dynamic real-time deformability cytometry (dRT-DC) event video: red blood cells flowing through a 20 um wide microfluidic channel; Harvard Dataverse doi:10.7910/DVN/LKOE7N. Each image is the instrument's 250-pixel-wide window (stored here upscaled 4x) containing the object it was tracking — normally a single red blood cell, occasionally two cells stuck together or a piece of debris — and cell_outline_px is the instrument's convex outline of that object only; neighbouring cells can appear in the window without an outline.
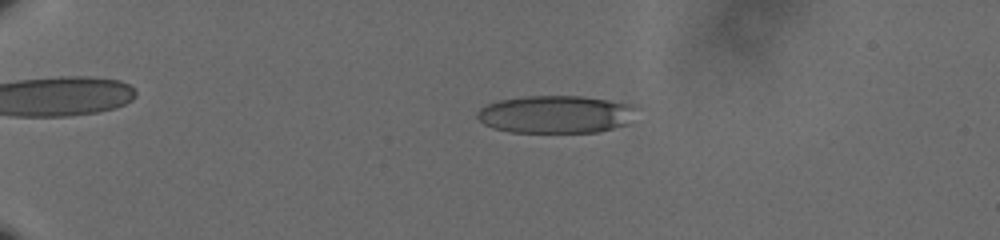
{"species": "human", "species_latin": "Homo sapiens", "temperature_condition": "cold", "stored_images_in_passage": 60, "camera_frame_rate_fps": 3000, "um_per_image_px": 0.085, "donor": {"sex": "male"}, "frame": {"image": 1, "passage_image": 16, "time_ms": 5.0, "image_size_px": [1000, 240], "cell_outline_px": [[640, 108], [628, 124], [596, 132], [508, 132], [492, 128], [484, 124], [476, 116], [476, 112], [480, 108], [488, 104], [500, 100], [524, 96], [584, 96], [636, 104]], "centroid_in_image_um": [47.29, 9.71], "position_along_channel_um": 37.7, "area_um2": 35.43}}
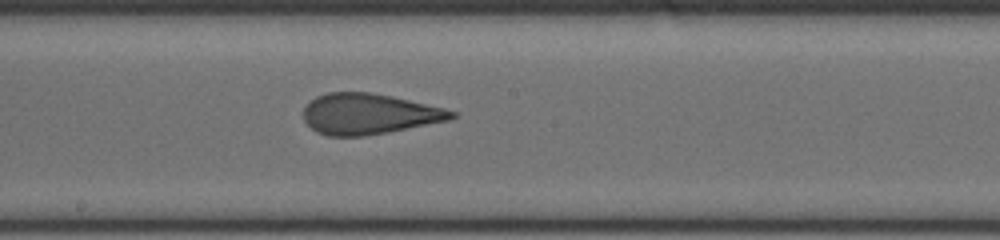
{"frame": {"image": 2, "passage_image": 37, "time_ms": 12.0, "image_size_px": [1000, 240], "cell_outline_px": [[456, 116], [448, 120], [388, 132], [364, 136], [328, 136], [316, 132], [304, 120], [304, 108], [316, 96], [328, 92], [372, 92], [392, 96], [444, 108], [456, 112]], "centroid_in_image_um": [31.34, 9.68], "position_along_channel_um": 216.9, "area_um2": 34.91}}
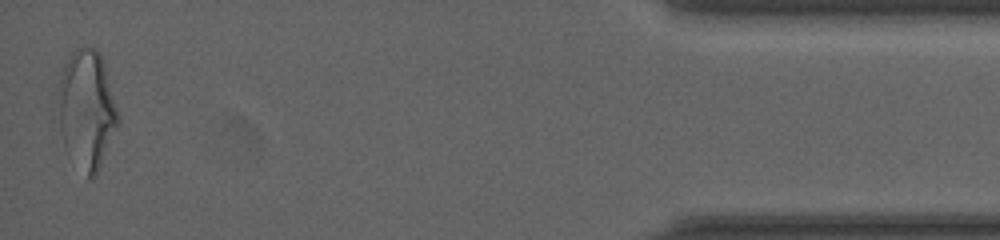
{"frame": {"image": 3, "passage_image": 60, "time_ms": 19.667, "image_size_px": [1000, 240], "cell_outline_px": [[120, 124], [96, 176], [88, 180], [64, 148], [52, 116], [56, 92], [60, 76], [64, 64], [72, 52], [76, 48], [92, 48], [100, 56], [104, 64], [120, 116]], "centroid_in_image_um": [7.29, 9.39], "position_along_channel_um": 427.9, "area_um2": 43.23}, "authors_computed_cell_mechanics": {"area_um2": 36.1539, "velocity_mm_per_s": 3.6328, "shape_relaxation_time_tau1_ms": 7.9141, "shape_relaxation_time_tau2_ms": 1.2954, "deformation_change_tau1": 0.1961, "deformation_change_tau2": 0.0941}}